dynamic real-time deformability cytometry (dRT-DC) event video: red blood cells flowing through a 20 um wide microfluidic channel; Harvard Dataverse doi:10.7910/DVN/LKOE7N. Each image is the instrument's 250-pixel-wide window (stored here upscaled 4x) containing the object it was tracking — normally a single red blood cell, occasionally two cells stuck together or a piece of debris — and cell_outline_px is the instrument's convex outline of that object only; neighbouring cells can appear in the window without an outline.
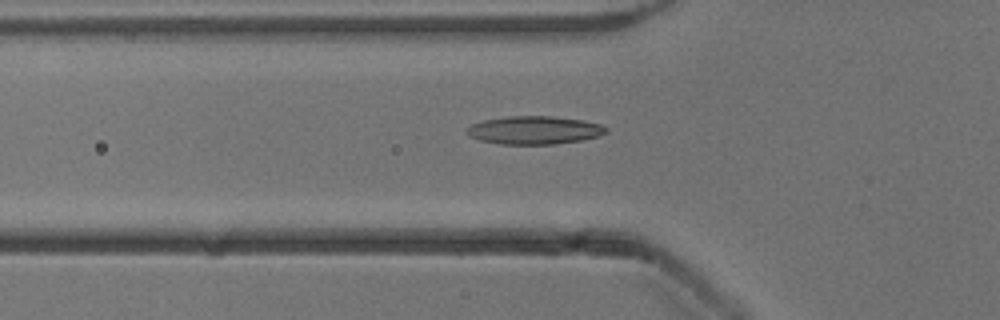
{"species": "common noctule bat (a hibernating species)", "species_latin": "Nyctalus noctula", "temperature_condition": "cold", "stored_images_in_passage": 49, "camera_frame_rate_fps": 3000, "um_per_image_px": 0.085, "animal": {"sex": "male", "body_mass_g": 13.3}, "frame": {"image": 1, "passage_image": 18, "time_ms": 5.667, "image_size_px": [1000, 320], "cell_outline_px": [[608, 132], [600, 136], [580, 140], [552, 144], [500, 144], [480, 140], [468, 136], [464, 132], [464, 128], [472, 124], [484, 120], [508, 116], [552, 116], [584, 120], [600, 124], [608, 128]], "centroid_in_image_um": [45.39, 11.06], "position_along_channel_um": 80.4, "area_um2": 23.0}}
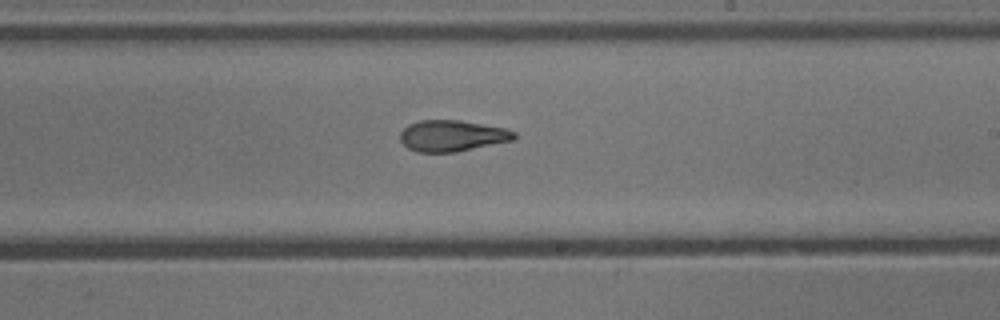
{"frame": {"image": 2, "passage_image": 31, "time_ms": 10.0, "image_size_px": [1000, 320], "cell_outline_px": [[516, 136], [512, 140], [456, 152], [416, 152], [408, 148], [400, 140], [400, 132], [408, 124], [420, 120], [460, 120], [504, 128], [516, 132]], "centroid_in_image_um": [38.4, 11.54], "position_along_channel_um": 250.6, "area_um2": 20.63}}
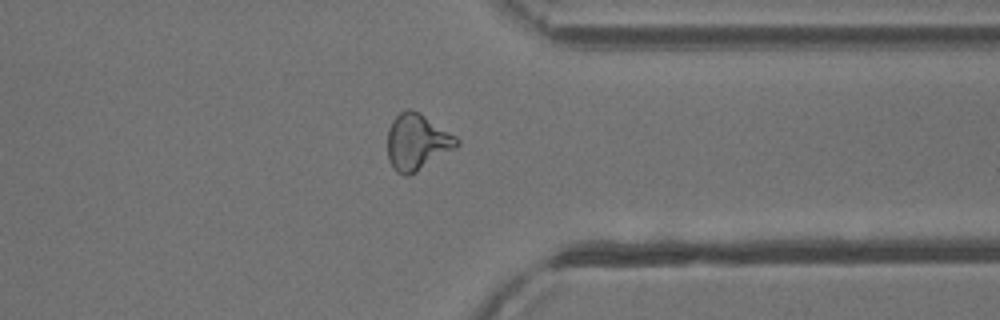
{"frame": {"image": 3, "passage_image": 41, "time_ms": 13.333, "image_size_px": [1000, 320], "cell_outline_px": [[460, 144], [456, 148], [416, 172], [408, 176], [404, 176], [396, 172], [392, 168], [388, 160], [388, 128], [392, 120], [400, 112], [408, 108], [420, 112], [456, 136], [460, 140]], "centroid_in_image_um": [35.44, 12.07], "position_along_channel_um": 376.0, "area_um2": 22.89}, "authors_computed_cell_mechanics": {"area_um2": 21.2704, "velocity_mm_per_s": 3.8978, "shape_relaxation_time_tau1_ms": 7.0372, "shape_relaxation_time_tau2_ms": 3.6746, "deformation_change_tau1": 0.195, "deformation_change_tau2": 0.1195}}